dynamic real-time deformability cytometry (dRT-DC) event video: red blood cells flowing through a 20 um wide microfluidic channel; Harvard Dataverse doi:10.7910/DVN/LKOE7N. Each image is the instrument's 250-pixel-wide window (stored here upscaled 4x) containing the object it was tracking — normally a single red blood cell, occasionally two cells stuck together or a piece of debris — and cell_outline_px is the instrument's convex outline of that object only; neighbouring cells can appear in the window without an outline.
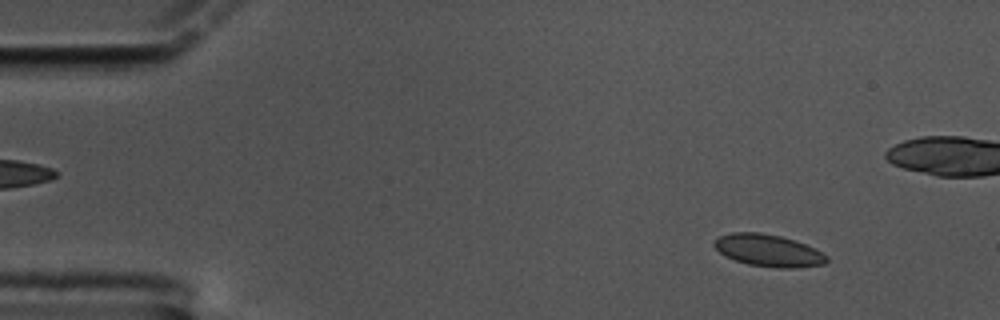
{"species": "common noctule bat (a hibernating species)", "species_latin": "Nyctalus noctula", "temperature_condition": "cold", "stored_images_in_passage": 60, "camera_frame_rate_fps": 3000, "um_per_image_px": 0.085, "animal": {"sex": "male", "body_mass_g": 17.5, "forearm_length_mm": 52.3}, "frame": {"image": 1, "passage_image": 6, "time_ms": 1.667, "image_size_px": [1000, 320], "cell_outline_px": [[828, 260], [824, 264], [796, 268], [776, 268], [748, 264], [736, 260], [720, 252], [712, 244], [720, 236], [732, 232], [760, 232], [780, 236], [804, 244], [828, 256]], "centroid_in_image_um": [65.31, 21.29], "position_along_channel_um": 19.7, "area_um2": 20.69}}
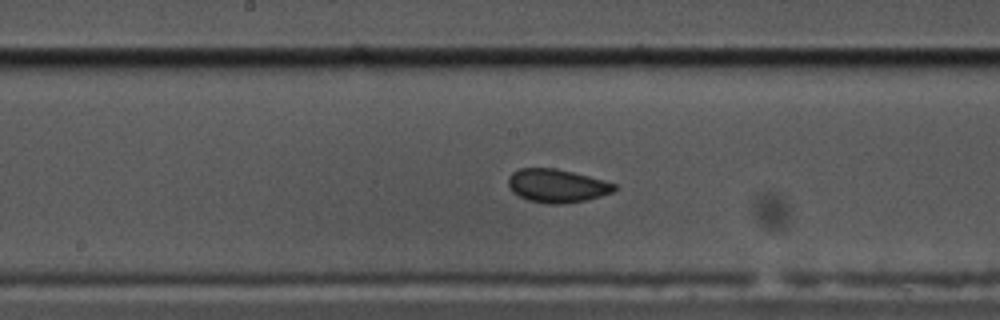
{"frame": {"image": 2, "passage_image": 30, "time_ms": 9.667, "image_size_px": [1000, 320], "cell_outline_px": [[616, 188], [612, 192], [588, 200], [564, 204], [548, 204], [528, 200], [512, 192], [508, 184], [508, 176], [512, 172], [520, 168], [556, 168], [604, 180], [616, 184]], "centroid_in_image_um": [47.32, 15.79], "position_along_channel_um": 200.9, "area_um2": 20.69}}
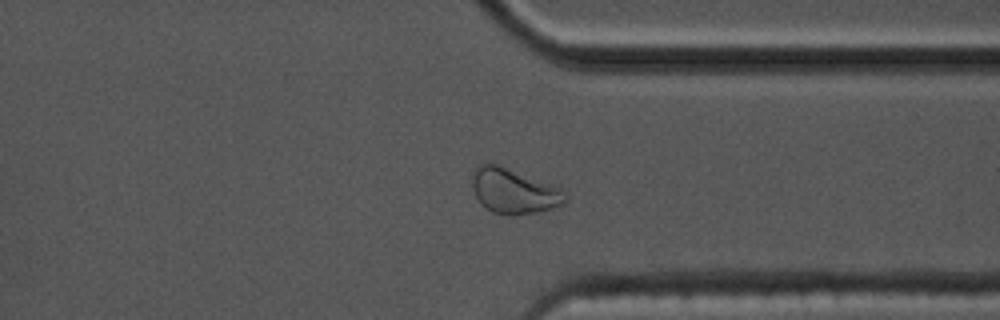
{"frame": {"image": 3, "passage_image": 45, "time_ms": 14.667, "image_size_px": [1000, 320], "cell_outline_px": [[568, 200], [564, 204], [540, 212], [492, 212], [480, 204], [476, 196], [472, 184], [472, 176], [476, 164], [496, 164], [560, 188], [568, 196]], "centroid_in_image_um": [43.66, 16.22], "position_along_channel_um": 367.7, "area_um2": 23.64}, "authors_computed_cell_mechanics": {"area_um2": 20.5479, "velocity_mm_per_s": 3.3493, "shape_relaxation_time_tau1_ms": 2.2575, "shape_relaxation_time_tau2_ms": 0.8601, "deformation_change_tau1": 0.061, "deformation_change_tau2": 0.0455}}